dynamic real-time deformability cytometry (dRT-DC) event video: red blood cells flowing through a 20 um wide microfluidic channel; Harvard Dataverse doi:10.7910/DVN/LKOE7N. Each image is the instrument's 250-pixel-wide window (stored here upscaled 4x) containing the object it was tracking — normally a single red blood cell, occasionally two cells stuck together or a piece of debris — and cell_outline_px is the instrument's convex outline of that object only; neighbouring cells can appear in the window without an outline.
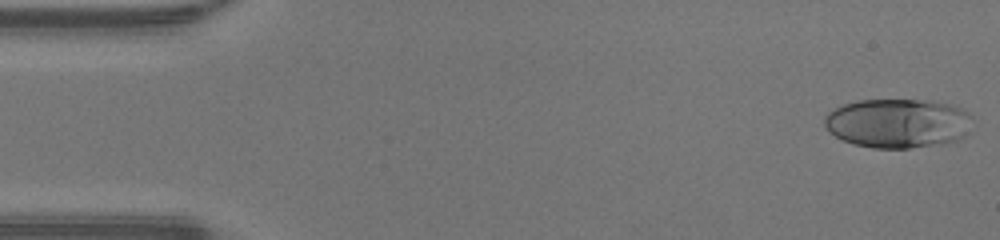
{"species": "human", "species_latin": "Homo sapiens", "temperature_condition": "warm", "stored_images_in_passage": 47, "camera_frame_rate_fps": 3000, "um_per_image_px": 0.085, "donor": {"sex": "male"}, "frame": {"image": 1, "passage_image": 1, "time_ms": 0.0, "image_size_px": [1000, 240], "cell_outline_px": [[972, 132], [960, 140], [944, 144], [908, 148], [872, 148], [852, 144], [836, 136], [824, 124], [824, 116], [828, 112], [844, 104], [856, 100], [932, 100], [964, 108], [972, 116]], "centroid_in_image_um": [76.41, 10.48], "position_along_channel_um": 8.6, "area_um2": 43.18}}
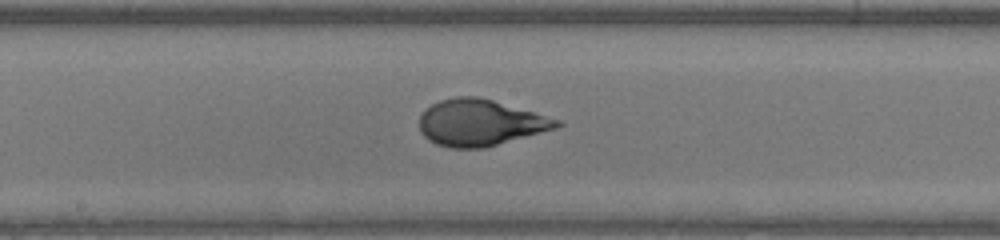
{"frame": {"image": 2, "passage_image": 24, "time_ms": 7.667, "image_size_px": [1000, 240], "cell_outline_px": [[564, 124], [556, 128], [484, 148], [452, 148], [436, 144], [428, 140], [420, 132], [420, 116], [432, 104], [440, 100], [456, 96], [476, 96], [492, 100], [560, 120]], "centroid_in_image_um": [40.79, 10.43], "position_along_channel_um": 207.4, "area_um2": 36.7}}
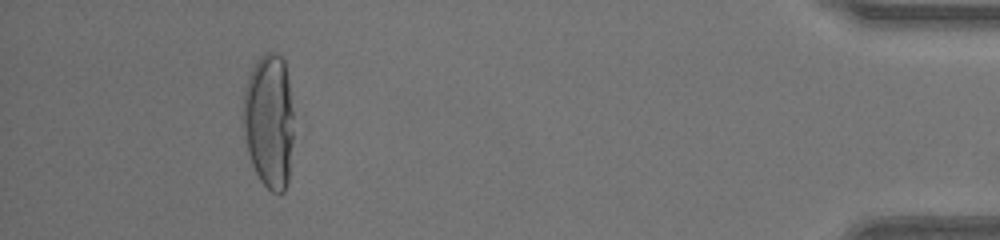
{"frame": {"image": 3, "passage_image": 43, "time_ms": 14.0, "image_size_px": [1000, 240], "cell_outline_px": [[292, 140], [288, 180], [284, 192], [272, 192], [260, 180], [252, 164], [248, 152], [244, 136], [244, 88], [248, 76], [252, 68], [260, 56], [264, 52], [276, 52], [284, 60], [288, 80], [292, 112]], "centroid_in_image_um": [22.86, 10.27], "position_along_channel_um": 412.3, "area_um2": 39.3}, "authors_computed_cell_mechanics": {"area_um2": 37.7434, "velocity_mm_per_s": 4.3378, "shape_relaxation_time_tau1_ms": 7.5333, "shape_relaxation_time_tau2_ms": null, "deformation_change_tau1": 0.3524, "deformation_change_tau2": null}}